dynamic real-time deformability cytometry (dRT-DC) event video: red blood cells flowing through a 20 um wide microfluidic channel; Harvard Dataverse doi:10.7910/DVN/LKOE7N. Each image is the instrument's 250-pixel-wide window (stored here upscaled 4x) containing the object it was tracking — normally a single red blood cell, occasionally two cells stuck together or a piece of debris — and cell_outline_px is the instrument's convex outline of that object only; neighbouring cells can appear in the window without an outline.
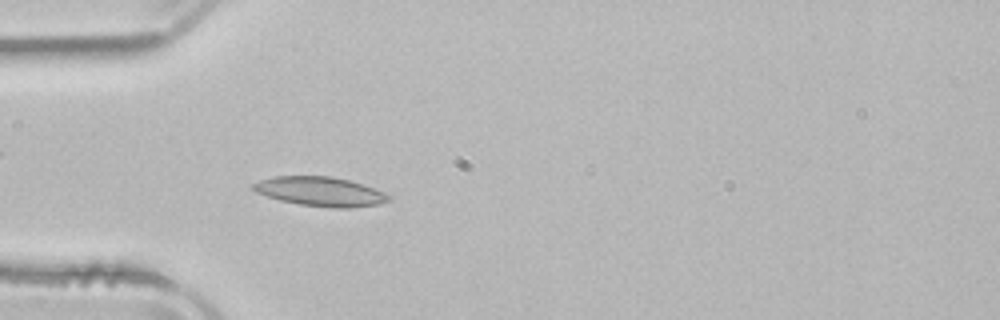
{"species": "common noctule bat (a hibernating species)", "species_latin": "Nyctalus noctula", "temperature_condition": "room temperature", "stored_images_in_passage": 52, "camera_frame_rate_fps": 3000, "um_per_image_px": 0.085, "animal": {"sex": "male", "body_mass_g": 21.5, "forearm_length_mm": 52.0}, "frame": {"image": 1, "passage_image": 15, "time_ms": 4.667, "image_size_px": [1000, 320], "cell_outline_px": [[392, 200], [380, 204], [352, 208], [332, 208], [300, 204], [280, 200], [256, 192], [252, 188], [252, 184], [260, 180], [272, 176], [332, 176], [364, 184], [392, 192]], "centroid_in_image_um": [27.35, 16.28], "position_along_channel_um": 57.6, "area_um2": 23.64}}
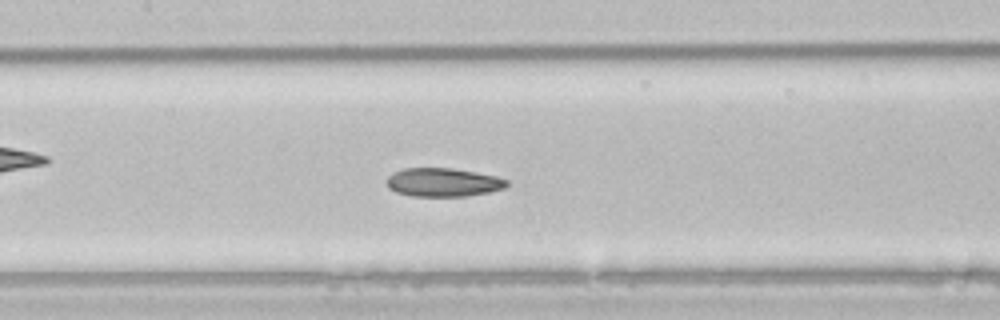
{"frame": {"image": 2, "passage_image": 24, "time_ms": 7.667, "image_size_px": [1000, 320], "cell_outline_px": [[508, 184], [504, 188], [488, 192], [468, 196], [412, 196], [396, 192], [388, 188], [388, 176], [392, 172], [404, 168], [452, 168], [476, 172], [496, 176], [508, 180]], "centroid_in_image_um": [37.66, 15.49], "position_along_channel_um": 169.7, "area_um2": 20.0}}
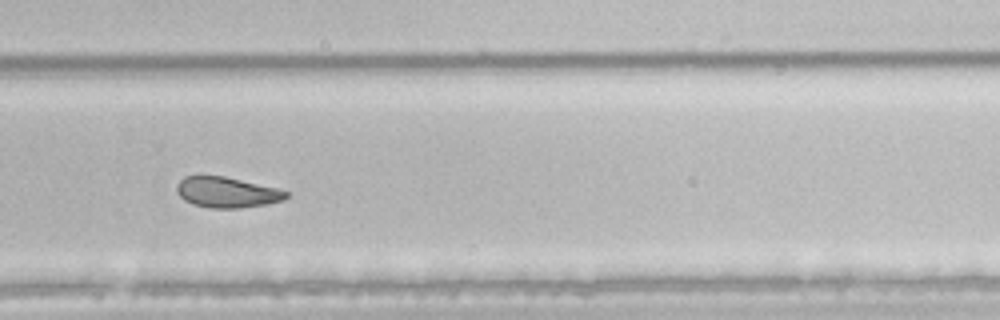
{"frame": {"image": 3, "passage_image": 35, "time_ms": 11.333, "image_size_px": [1000, 320], "cell_outline_px": [[288, 196], [284, 200], [268, 204], [240, 208], [208, 208], [192, 204], [184, 200], [176, 192], [176, 184], [184, 176], [200, 172], [224, 176], [276, 188], [288, 192]], "centroid_in_image_um": [19.2, 16.31], "position_along_channel_um": 310.6, "area_um2": 20.11}, "authors_computed_cell_mechanics": {"area_um2": 21.7906, "velocity_mm_per_s": 3.8554, "shape_relaxation_time_tau1_ms": 10.2881, "shape_relaxation_time_tau2_ms": 9.5465, "deformation_change_tau1": 0.1748, "deformation_change_tau2": 0.1551}}